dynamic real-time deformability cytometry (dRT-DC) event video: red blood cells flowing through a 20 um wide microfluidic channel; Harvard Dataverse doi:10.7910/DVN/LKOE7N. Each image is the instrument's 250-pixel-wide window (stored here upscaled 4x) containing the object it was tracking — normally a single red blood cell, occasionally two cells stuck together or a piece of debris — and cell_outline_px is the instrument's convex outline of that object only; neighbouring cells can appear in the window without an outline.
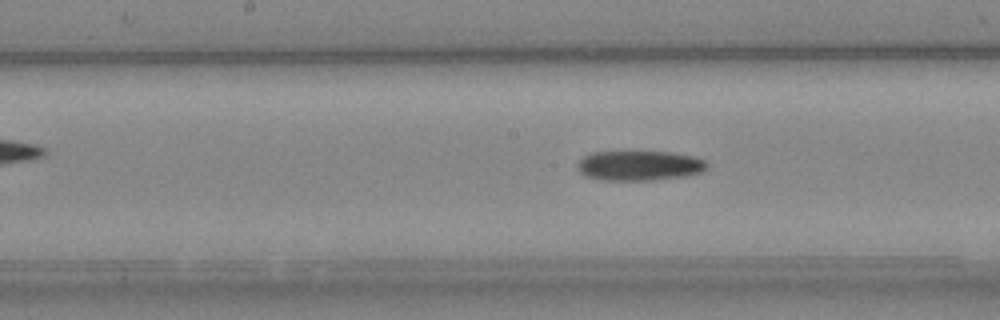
{"species": "Egyptian fruit bat (a non-hibernating species)", "species_latin": "Rousettus aegyptiacus", "temperature_condition": "cold", "stored_images_in_passage": 9, "segment_of_instrument_passage": [2, 2], "camera_frame_rate_fps": 3000, "um_per_image_px": 0.085, "animal": {"sex": "female"}, "frame": {"image": 1, "passage_image": 9, "time_ms": 10.0, "image_size_px": [1000, 320], "cell_outline_px": [[708, 168], [700, 172], [688, 176], [652, 180], [604, 180], [584, 176], [580, 172], [576, 164], [584, 156], [592, 152], [668, 152], [692, 156], [704, 160], [708, 164]], "centroid_in_image_um": [54.34, 14.08], "position_along_channel_um": 193.9, "area_um2": 22.54}}